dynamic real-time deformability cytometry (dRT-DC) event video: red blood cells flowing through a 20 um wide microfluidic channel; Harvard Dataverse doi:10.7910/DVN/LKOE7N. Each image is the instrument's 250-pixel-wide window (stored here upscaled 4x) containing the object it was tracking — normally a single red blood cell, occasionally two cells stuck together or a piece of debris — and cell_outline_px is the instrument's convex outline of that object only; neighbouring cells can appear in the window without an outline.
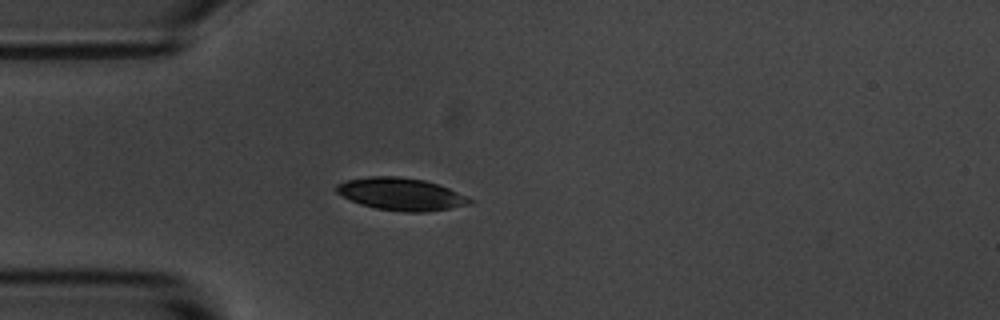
{"species": "common noctule bat (a hibernating species)", "species_latin": "Nyctalus noctula", "temperature_condition": "room temperature", "stored_images_in_passage": 3, "camera_frame_rate_fps": 3000, "um_per_image_px": 0.085, "animal": {"sex": "male", "body_mass_g": 20.1, "forearm_length_mm": 53.5}, "frame": {"image": 1, "passage_image": 3, "time_ms": 2.333, "image_size_px": [1000, 320], "cell_outline_px": [[472, 200], [468, 204], [448, 208], [424, 212], [404, 212], [376, 208], [360, 204], [336, 192], [336, 184], [344, 180], [368, 176], [400, 176], [424, 180], [440, 184]], "centroid_in_image_um": [34.03, 16.48], "position_along_channel_um": 51.0, "area_um2": 24.91}}